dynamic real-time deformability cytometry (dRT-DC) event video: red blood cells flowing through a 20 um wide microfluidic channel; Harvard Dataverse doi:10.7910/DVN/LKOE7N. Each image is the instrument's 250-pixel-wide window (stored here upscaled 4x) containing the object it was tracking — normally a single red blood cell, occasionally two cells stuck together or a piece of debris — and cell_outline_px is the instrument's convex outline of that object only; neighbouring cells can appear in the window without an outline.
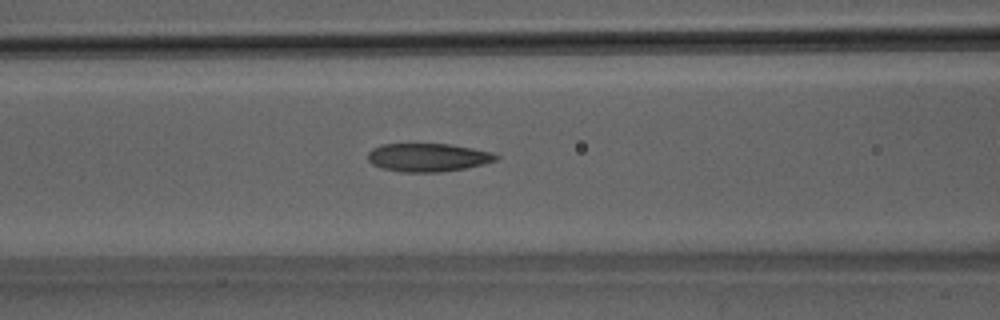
{"species": "Egyptian fruit bat (a non-hibernating species)", "species_latin": "Rousettus aegyptiacus", "temperature_condition": "room temperature", "stored_images_in_passage": 49, "camera_frame_rate_fps": 3000, "um_per_image_px": 0.085, "animal": {"sex": "male"}, "frame": {"image": 1, "passage_image": 20, "time_ms": 6.333, "image_size_px": [1000, 320], "cell_outline_px": [[500, 156], [496, 160], [484, 164], [464, 168], [440, 172], [404, 172], [380, 168], [372, 164], [368, 160], [368, 152], [372, 148], [380, 144], [448, 144], [472, 148], [492, 152]], "centroid_in_image_um": [36.35, 13.38], "position_along_channel_um": 130.2, "area_um2": 21.15}}
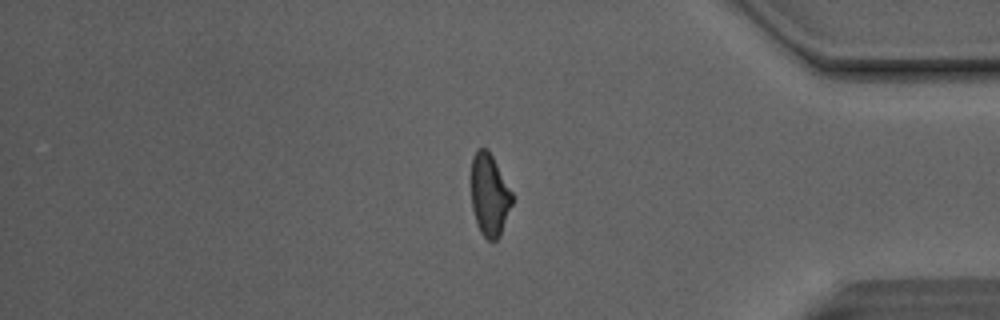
{"frame": {"image": 2, "passage_image": 41, "time_ms": 13.333, "image_size_px": [1000, 320], "cell_outline_px": [[512, 204], [500, 236], [496, 240], [488, 240], [480, 232], [472, 208], [472, 156], [476, 148], [488, 148], [512, 192]], "centroid_in_image_um": [41.6, 16.55], "position_along_channel_um": 393.6, "area_um2": 19.48}}
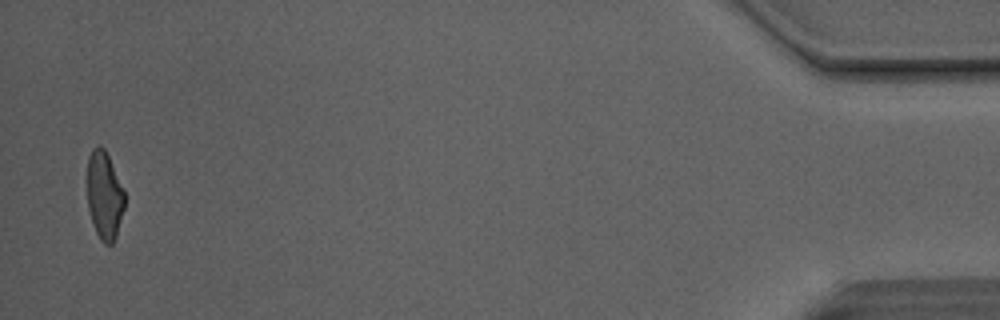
{"frame": {"image": 3, "passage_image": 48, "time_ms": 15.667, "image_size_px": [1000, 320], "cell_outline_px": [[124, 208], [116, 236], [112, 244], [104, 244], [100, 240], [92, 224], [88, 208], [88, 156], [92, 148], [104, 148], [124, 188]], "centroid_in_image_um": [8.88, 16.64], "position_along_channel_um": 426.3, "area_um2": 19.02}, "authors_computed_cell_mechanics": {"area_um2": 21.0392, "velocity_mm_per_s": 4.1288, "shape_relaxation_time_tau1_ms": 9.0836, "shape_relaxation_time_tau2_ms": 2.0636, "deformation_change_tau1": 0.222, "deformation_change_tau2": 0.1069}}